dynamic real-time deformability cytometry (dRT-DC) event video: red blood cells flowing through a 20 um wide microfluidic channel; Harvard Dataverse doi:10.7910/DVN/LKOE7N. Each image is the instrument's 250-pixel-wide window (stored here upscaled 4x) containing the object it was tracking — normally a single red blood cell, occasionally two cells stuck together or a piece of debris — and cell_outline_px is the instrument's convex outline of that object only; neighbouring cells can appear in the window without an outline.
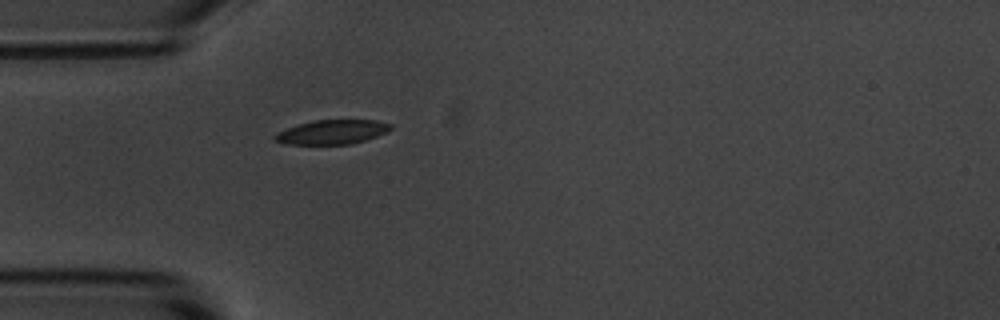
{"species": "common noctule bat (a hibernating species)", "species_latin": "Nyctalus noctula", "temperature_condition": "room temperature", "stored_images_in_passage": 1, "camera_frame_rate_fps": 3000, "um_per_image_px": 0.085, "animal": {"sex": "male", "body_mass_g": 20.1, "forearm_length_mm": 53.5}, "frame": {"image": 1, "passage_image": 1, "time_ms": 0.0, "image_size_px": [1000, 320], "cell_outline_px": [[392, 128], [388, 132], [364, 140], [348, 144], [288, 144], [276, 140], [272, 136], [276, 132], [312, 120], [376, 120], [392, 124]], "centroid_in_image_um": [28.25, 11.21], "position_along_channel_um": 56.8, "area_um2": 16.24}}